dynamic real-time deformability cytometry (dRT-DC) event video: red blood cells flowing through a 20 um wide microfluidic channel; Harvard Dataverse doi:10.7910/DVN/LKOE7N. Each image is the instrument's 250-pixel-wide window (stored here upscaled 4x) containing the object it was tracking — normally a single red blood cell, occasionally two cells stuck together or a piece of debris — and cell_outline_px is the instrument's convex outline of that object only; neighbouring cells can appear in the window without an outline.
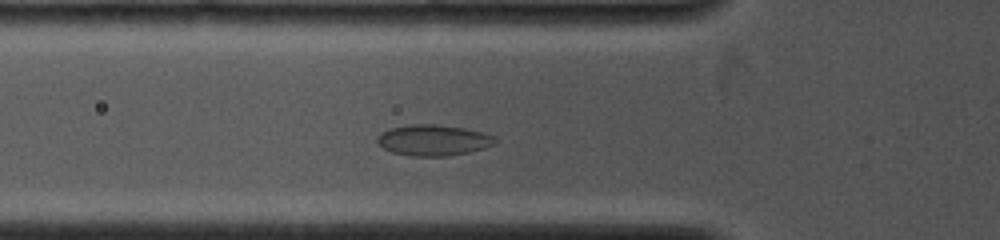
{"species": "common noctule bat (a hibernating species)", "species_latin": "Nyctalus noctula", "temperature_condition": "cold", "stored_images_in_passage": 4, "camera_frame_rate_fps": 4000, "um_per_image_px": 0.085, "animal": {"sex": "female", "body_mass_g": 19.0, "forearm_length_mm": 53.3}, "frame": {"image": 1, "passage_image": 4, "time_ms": 1.75, "image_size_px": [1000, 240], "cell_outline_px": [[500, 140], [496, 144], [484, 148], [468, 152], [444, 156], [412, 156], [392, 152], [376, 144], [376, 136], [380, 132], [392, 128], [412, 124], [440, 124], [464, 128], [496, 136]], "centroid_in_image_um": [36.84, 11.91], "position_along_channel_um": 89.0, "area_um2": 21.44}}